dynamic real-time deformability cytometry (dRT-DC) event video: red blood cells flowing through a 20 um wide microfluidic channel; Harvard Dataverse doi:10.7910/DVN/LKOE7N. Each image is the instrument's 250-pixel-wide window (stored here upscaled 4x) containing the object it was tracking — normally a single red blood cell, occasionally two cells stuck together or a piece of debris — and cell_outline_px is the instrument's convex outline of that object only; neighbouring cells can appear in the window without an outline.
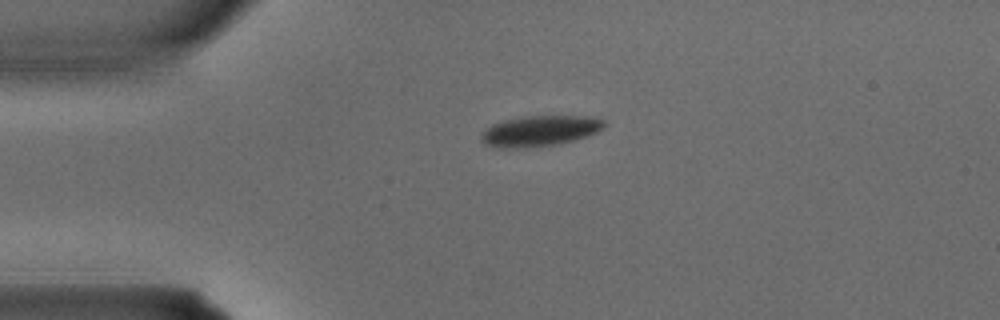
{"species": "common noctule bat (a hibernating species)", "species_latin": "Nyctalus noctula", "temperature_condition": "warm", "stored_images_in_passage": 1, "camera_frame_rate_fps": 3000, "um_per_image_px": 0.085, "animal": {"sex": "male", "body_mass_g": 15.6}, "frame": {"image": 1, "passage_image": 1, "time_ms": 0.0, "image_size_px": [1000, 320], "cell_outline_px": [[608, 124], [596, 132], [572, 140], [556, 144], [520, 148], [500, 148], [484, 144], [480, 140], [480, 132], [492, 124], [504, 120], [528, 116], [584, 116], [604, 120]], "centroid_in_image_um": [45.82, 11.13], "position_along_channel_um": 39.2, "area_um2": 21.79}}